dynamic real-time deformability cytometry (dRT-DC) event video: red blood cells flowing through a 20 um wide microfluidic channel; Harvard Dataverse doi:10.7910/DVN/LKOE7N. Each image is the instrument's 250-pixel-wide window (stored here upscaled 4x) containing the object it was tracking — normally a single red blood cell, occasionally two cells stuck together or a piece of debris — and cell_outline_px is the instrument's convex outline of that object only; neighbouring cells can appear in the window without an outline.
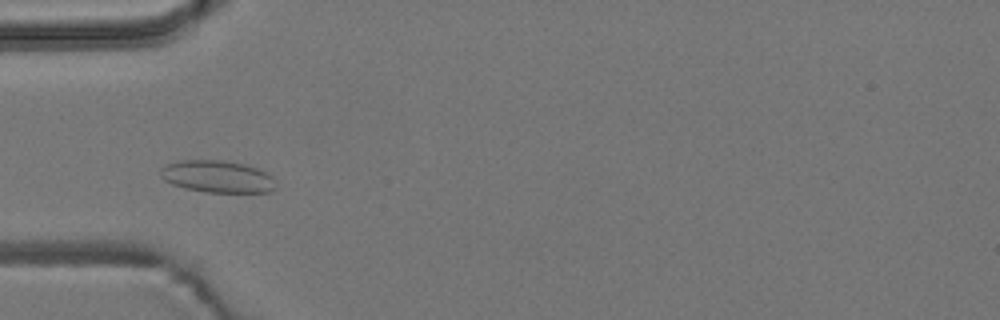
{"species": "common noctule bat (a hibernating species)", "species_latin": "Nyctalus noctula", "temperature_condition": "room temperature", "stored_images_in_passage": 8, "camera_frame_rate_fps": 3000, "um_per_image_px": 0.085, "animal": {"sex": "male", "body_mass_g": 19.2, "forearm_length_mm": 51.8}, "frame": {"image": 1, "passage_image": 3, "time_ms": 3.333, "image_size_px": [1000, 320], "cell_outline_px": [[276, 188], [268, 192], [204, 192], [184, 188], [172, 184], [164, 180], [160, 176], [160, 168], [168, 164], [180, 160], [220, 160], [244, 164], [268, 172], [272, 176]], "centroid_in_image_um": [18.46, 15.01], "position_along_channel_um": 66.5, "area_um2": 21.62}}
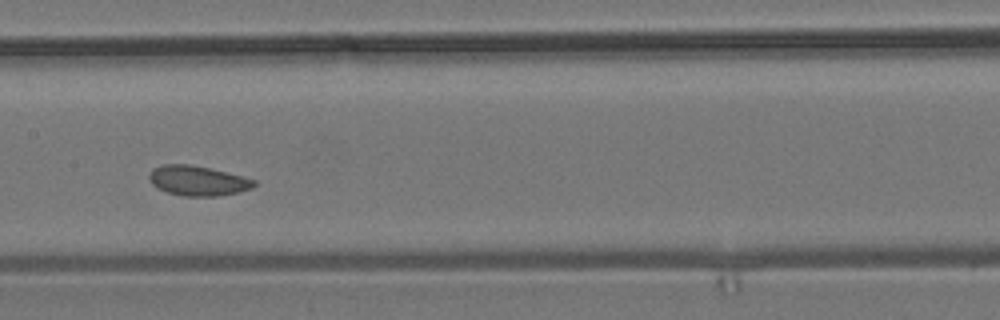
{"frame": {"image": 2, "passage_image": 6, "time_ms": 6.667, "image_size_px": [1000, 320], "cell_outline_px": [[256, 184], [252, 188], [220, 196], [184, 196], [168, 192], [156, 188], [152, 184], [148, 176], [152, 168], [160, 164], [188, 164], [208, 168], [256, 180]], "centroid_in_image_um": [16.76, 15.36], "position_along_channel_um": 190.6, "area_um2": 18.15}}
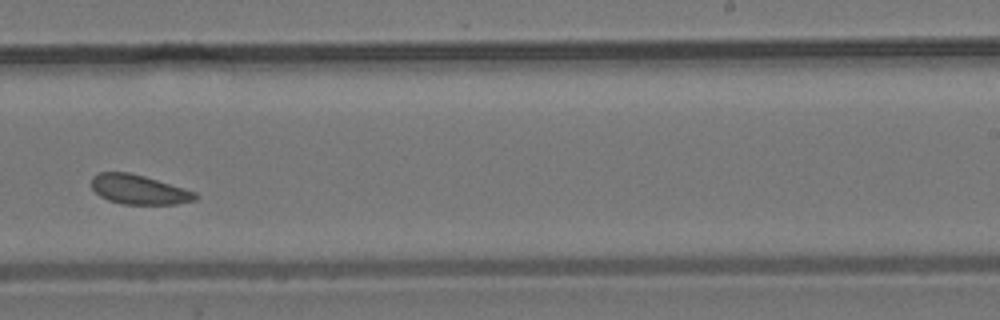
{"frame": {"image": 3, "passage_image": 8, "time_ms": 9.0, "image_size_px": [1000, 320], "cell_outline_px": [[200, 196], [196, 200], [176, 204], [124, 204], [108, 200], [100, 196], [92, 188], [92, 176], [100, 172], [128, 172], [144, 176], [184, 188], [196, 192]], "centroid_in_image_um": [11.83, 16.11], "position_along_channel_um": 277.2, "area_um2": 17.8}}